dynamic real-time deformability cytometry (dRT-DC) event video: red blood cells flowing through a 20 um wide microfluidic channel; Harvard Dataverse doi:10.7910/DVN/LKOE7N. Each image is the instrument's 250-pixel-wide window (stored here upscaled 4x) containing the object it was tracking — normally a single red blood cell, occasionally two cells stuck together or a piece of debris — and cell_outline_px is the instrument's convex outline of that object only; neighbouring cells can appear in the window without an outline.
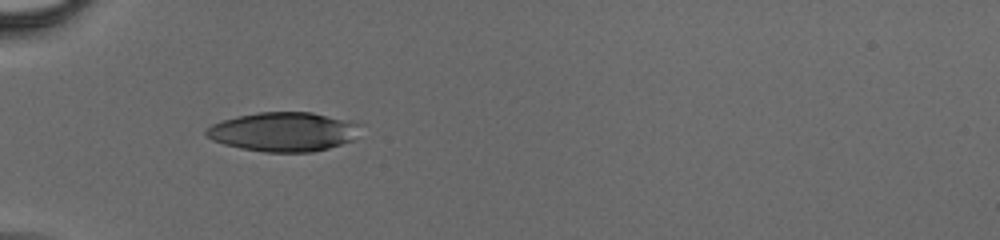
{"species": "human", "species_latin": "Homo sapiens", "temperature_condition": "cold", "stored_images_in_passage": 37, "camera_frame_rate_fps": 3000, "um_per_image_px": 0.085, "donor": {"sex": "male"}, "frame": {"image": 1, "passage_image": 1, "time_ms": 0.0, "image_size_px": [1000, 240], "cell_outline_px": [[356, 124], [352, 140], [328, 148], [312, 152], [264, 152], [240, 148], [224, 144], [212, 140], [204, 132], [212, 124], [236, 116], [260, 112], [312, 112], [352, 120]], "centroid_in_image_um": [24.04, 11.2], "position_along_channel_um": 61.0, "area_um2": 34.8}}
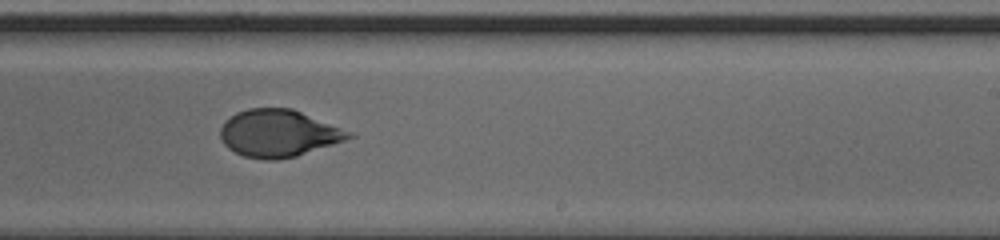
{"frame": {"image": 2, "passage_image": 18, "time_ms": 5.667, "image_size_px": [1000, 240], "cell_outline_px": [[356, 136], [296, 156], [276, 160], [260, 160], [244, 156], [228, 148], [224, 144], [220, 136], [220, 128], [224, 120], [236, 112], [248, 108], [292, 108], [356, 132]], "centroid_in_image_um": [23.69, 11.32], "position_along_channel_um": 265.3, "area_um2": 35.72}}
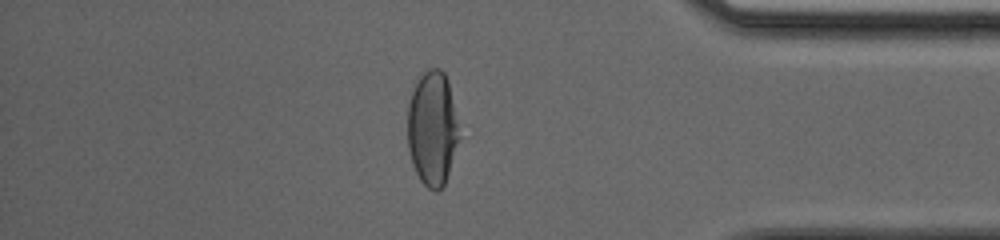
{"frame": {"image": 3, "passage_image": 30, "time_ms": 9.667, "image_size_px": [1000, 240], "cell_outline_px": [[460, 136], [444, 184], [436, 192], [428, 188], [420, 180], [412, 164], [408, 148], [408, 104], [412, 92], [420, 76], [428, 68], [440, 68], [444, 72], [448, 80]], "centroid_in_image_um": [36.74, 10.91], "position_along_channel_um": 398.5, "area_um2": 34.1}}